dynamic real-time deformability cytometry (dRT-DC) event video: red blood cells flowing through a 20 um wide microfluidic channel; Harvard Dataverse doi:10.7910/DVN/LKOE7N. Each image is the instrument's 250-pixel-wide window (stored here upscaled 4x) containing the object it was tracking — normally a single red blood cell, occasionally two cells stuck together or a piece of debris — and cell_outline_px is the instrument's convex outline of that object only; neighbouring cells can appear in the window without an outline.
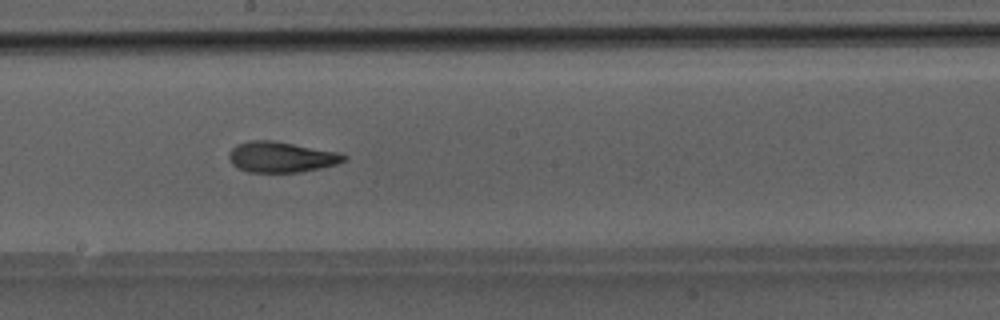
{"species": "Egyptian fruit bat (a non-hibernating species)", "species_latin": "Rousettus aegyptiacus", "temperature_condition": "room temperature", "stored_images_in_passage": 30, "camera_frame_rate_fps": 3000, "um_per_image_px": 0.085, "animal": {"sex": "male"}, "frame": {"image": 1, "passage_image": 26, "time_ms": 8.333, "image_size_px": [1000, 320], "cell_outline_px": [[348, 156], [344, 160], [336, 164], [320, 168], [300, 172], [248, 172], [236, 168], [232, 164], [228, 156], [228, 152], [236, 144], [248, 140], [272, 140], [336, 152]], "centroid_in_image_um": [23.83, 13.35], "position_along_channel_um": 224.4, "area_um2": 20.46}}